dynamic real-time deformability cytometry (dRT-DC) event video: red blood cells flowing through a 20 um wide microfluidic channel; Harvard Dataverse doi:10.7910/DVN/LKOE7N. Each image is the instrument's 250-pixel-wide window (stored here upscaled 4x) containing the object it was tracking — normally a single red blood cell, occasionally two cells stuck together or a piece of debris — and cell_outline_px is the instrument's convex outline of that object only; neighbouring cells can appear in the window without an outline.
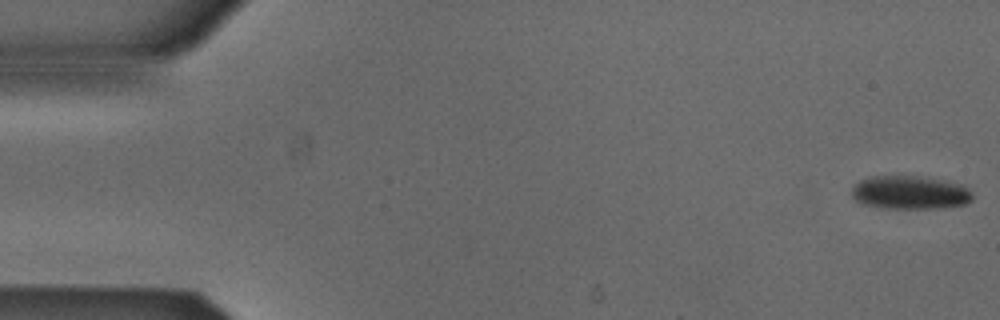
{"species": "Egyptian fruit bat (a non-hibernating species)", "species_latin": "Rousettus aegyptiacus", "temperature_condition": "cold", "stored_images_in_passage": 5, "camera_frame_rate_fps": 3000, "um_per_image_px": 0.085, "animal": {"sex": "male"}, "frame": {"image": 1, "passage_image": 1, "time_ms": 0.0, "image_size_px": [1000, 320], "cell_outline_px": [[972, 200], [964, 204], [944, 208], [884, 208], [860, 204], [852, 196], [852, 188], [860, 180], [872, 176], [920, 176], [948, 180], [964, 184], [972, 192]], "centroid_in_image_um": [77.39, 16.36], "position_along_channel_um": 7.6, "area_um2": 23.87}}
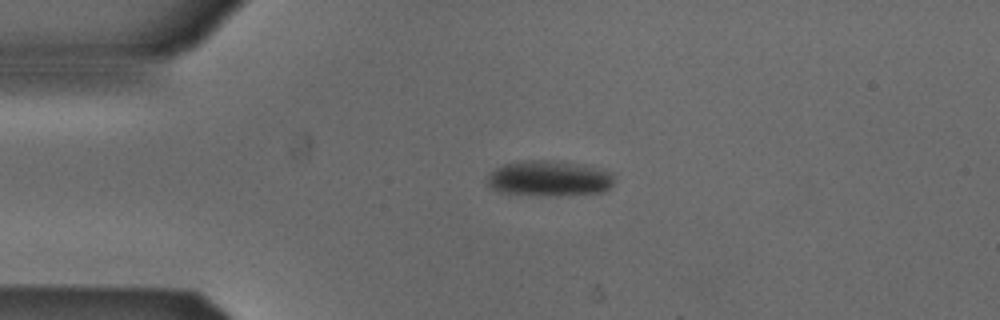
{"frame": {"image": 2, "passage_image": 4, "time_ms": 1.0, "image_size_px": [1000, 320], "cell_outline_px": [[612, 184], [608, 188], [600, 192], [500, 192], [484, 184], [488, 176], [496, 168], [504, 164], [520, 160], [548, 160], [584, 164], [612, 172]], "centroid_in_image_um": [46.63, 15.08], "position_along_channel_um": 38.4, "area_um2": 24.85}}